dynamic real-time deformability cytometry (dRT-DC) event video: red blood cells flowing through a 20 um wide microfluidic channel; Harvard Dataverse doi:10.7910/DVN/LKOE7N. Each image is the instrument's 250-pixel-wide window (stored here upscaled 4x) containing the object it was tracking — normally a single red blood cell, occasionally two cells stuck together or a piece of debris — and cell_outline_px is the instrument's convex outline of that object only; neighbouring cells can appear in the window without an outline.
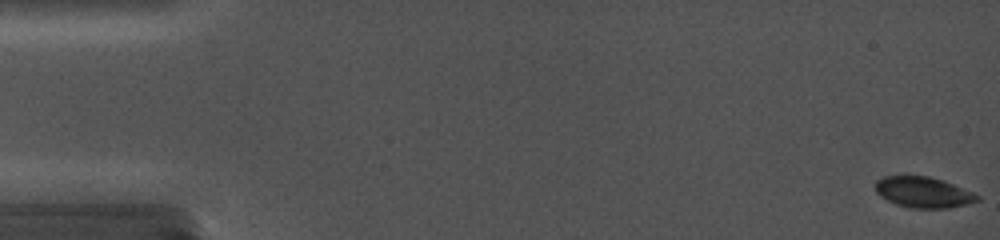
{"species": "common noctule bat (a hibernating species)", "species_latin": "Nyctalus noctula", "temperature_condition": "cold", "stored_images_in_passage": 65, "camera_frame_rate_fps": 5000, "um_per_image_px": 0.085, "animal": {"sex": "female", "body_mass_g": 19.0, "forearm_length_mm": 56.7}, "frame": {"image": 1, "passage_image": 1, "time_ms": 0.0, "image_size_px": [1000, 240], "cell_outline_px": [[980, 200], [948, 208], [908, 208], [896, 204], [880, 196], [876, 192], [876, 180], [884, 176], [904, 172], [928, 176], [944, 180], [972, 192], [980, 196]], "centroid_in_image_um": [78.42, 16.29], "position_along_channel_um": 6.6, "area_um2": 18.84}}
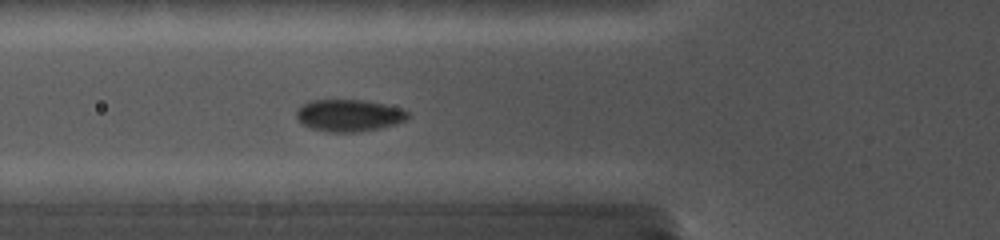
{"frame": {"image": 2, "passage_image": 29, "time_ms": 6.4, "image_size_px": [1000, 240], "cell_outline_px": [[412, 116], [396, 124], [380, 128], [360, 132], [328, 132], [312, 128], [296, 120], [296, 108], [300, 104], [308, 100], [368, 100], [404, 108]], "centroid_in_image_um": [29.67, 9.79], "position_along_channel_um": 96.1, "area_um2": 21.27}}
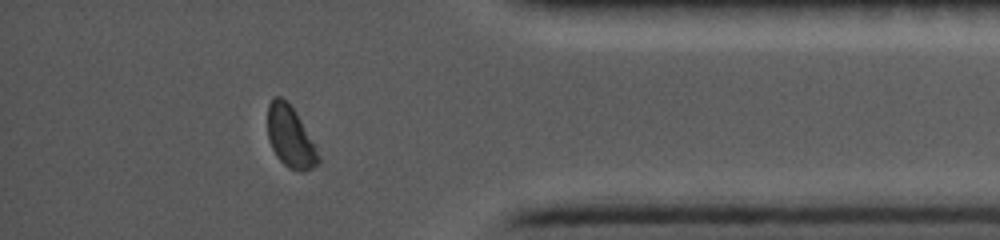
{"frame": {"image": 3, "passage_image": 58, "time_ms": 15.0, "image_size_px": [1000, 240], "cell_outline_px": [[320, 164], [312, 168], [288, 168], [276, 156], [272, 148], [268, 136], [268, 104], [272, 96], [280, 96], [288, 100], [320, 156]], "centroid_in_image_um": [24.64, 11.58], "position_along_channel_um": 410.6, "area_um2": 17.57}}